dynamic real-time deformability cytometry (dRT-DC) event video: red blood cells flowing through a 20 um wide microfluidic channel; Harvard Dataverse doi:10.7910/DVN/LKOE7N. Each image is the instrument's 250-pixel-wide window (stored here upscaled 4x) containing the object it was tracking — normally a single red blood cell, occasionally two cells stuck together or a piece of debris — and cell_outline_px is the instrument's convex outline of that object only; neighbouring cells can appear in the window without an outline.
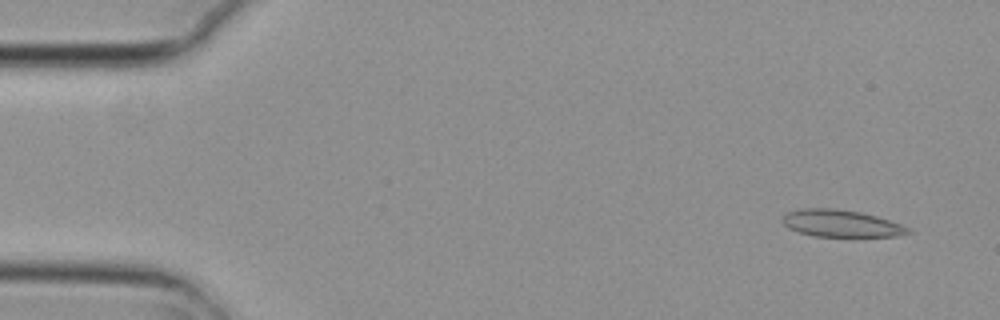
{"species": "common noctule bat (a hibernating species)", "species_latin": "Nyctalus noctula", "temperature_condition": "cold", "stored_images_in_passage": 4, "camera_frame_rate_fps": 3000, "um_per_image_px": 0.085, "animal": {"sex": "female", "body_mass_g": 29.2, "forearm_length_mm": 56.3}, "frame": {"image": 1, "passage_image": 1, "time_ms": 0.0, "image_size_px": [1000, 320], "cell_outline_px": [[912, 232], [896, 236], [812, 236], [788, 228], [784, 224], [784, 212], [804, 208], [832, 208], [860, 212], [876, 216], [900, 224], [908, 228]], "centroid_in_image_um": [71.46, 18.98], "position_along_channel_um": 13.5, "area_um2": 19.54}}
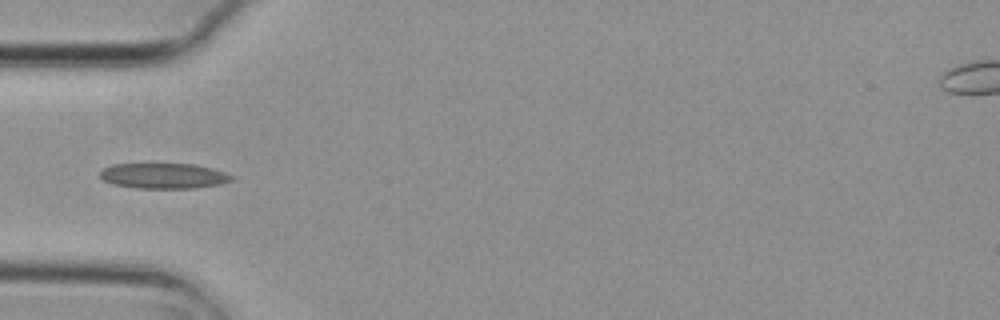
{"frame": {"image": 2, "passage_image": 4, "time_ms": 1.0, "image_size_px": [1000, 320], "cell_outline_px": [[236, 176], [232, 180], [220, 184], [196, 188], [136, 188], [112, 184], [104, 180], [100, 176], [100, 172], [104, 168], [112, 164], [196, 164], [212, 168]], "centroid_in_image_um": [13.94, 14.95], "position_along_channel_um": 71.1, "area_um2": 19.54}}